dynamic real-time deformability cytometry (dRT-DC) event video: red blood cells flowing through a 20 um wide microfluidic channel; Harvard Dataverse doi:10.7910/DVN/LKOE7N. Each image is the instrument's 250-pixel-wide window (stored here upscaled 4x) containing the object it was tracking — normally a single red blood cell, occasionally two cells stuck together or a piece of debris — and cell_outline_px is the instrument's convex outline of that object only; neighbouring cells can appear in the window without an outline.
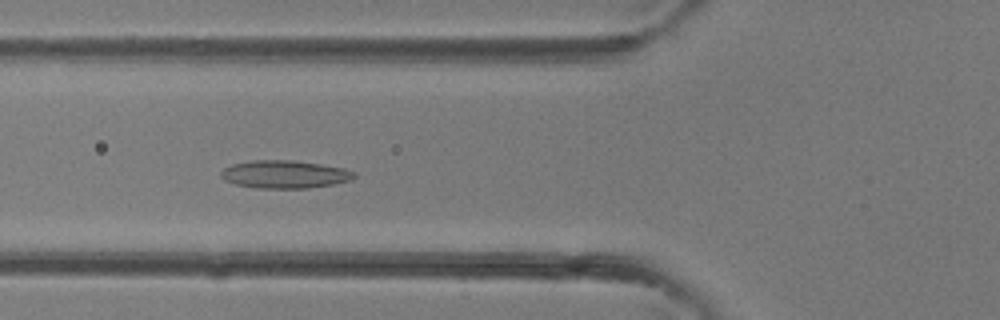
{"species": "common noctule bat (a hibernating species)", "species_latin": "Nyctalus noctula", "temperature_condition": "room temperature", "stored_images_in_passage": 39, "camera_frame_rate_fps": 3000, "um_per_image_px": 0.085, "animal": {"sex": "female"}, "frame": {"image": 1, "passage_image": 14, "time_ms": 4.333, "image_size_px": [1000, 320], "cell_outline_px": [[356, 176], [348, 180], [332, 184], [308, 188], [256, 188], [236, 184], [224, 180], [220, 176], [220, 172], [224, 168], [232, 164], [252, 160], [292, 160], [320, 164], [344, 168], [356, 172]], "centroid_in_image_um": [24.17, 14.81], "position_along_channel_um": 101.6, "area_um2": 21.56}}
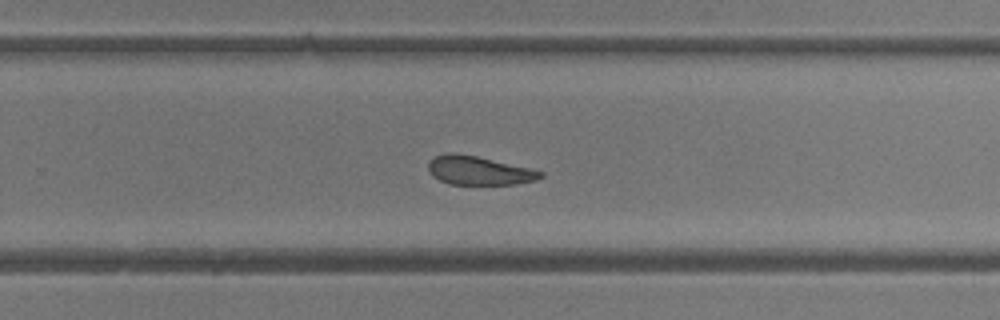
{"frame": {"image": 2, "passage_image": 25, "time_ms": 8.0, "image_size_px": [1000, 320], "cell_outline_px": [[544, 176], [536, 180], [516, 184], [448, 184], [432, 176], [428, 172], [428, 160], [436, 156], [448, 152], [452, 152], [476, 156], [532, 168], [544, 172]], "centroid_in_image_um": [40.7, 14.49], "position_along_channel_um": 289.1, "area_um2": 18.96}}
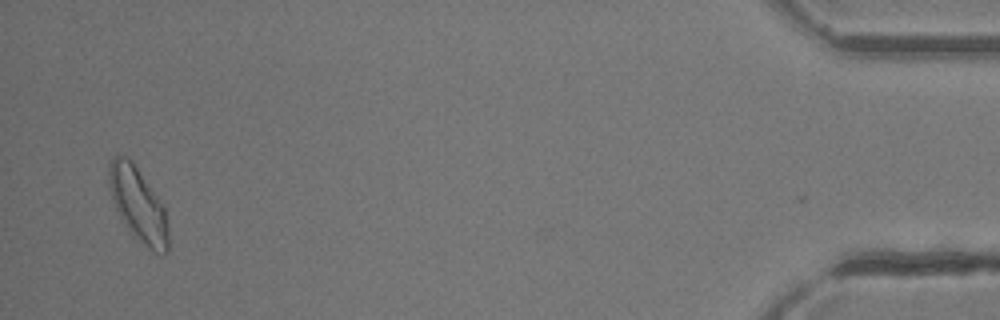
{"frame": {"image": 3, "passage_image": 38, "time_ms": 12.333, "image_size_px": [1000, 320], "cell_outline_px": [[168, 252], [156, 252], [132, 236], [124, 224], [112, 200], [108, 180], [108, 164], [112, 156], [124, 156], [132, 160], [164, 208], [168, 224]], "centroid_in_image_um": [11.71, 17.37], "position_along_channel_um": 423.5, "area_um2": 25.26}}